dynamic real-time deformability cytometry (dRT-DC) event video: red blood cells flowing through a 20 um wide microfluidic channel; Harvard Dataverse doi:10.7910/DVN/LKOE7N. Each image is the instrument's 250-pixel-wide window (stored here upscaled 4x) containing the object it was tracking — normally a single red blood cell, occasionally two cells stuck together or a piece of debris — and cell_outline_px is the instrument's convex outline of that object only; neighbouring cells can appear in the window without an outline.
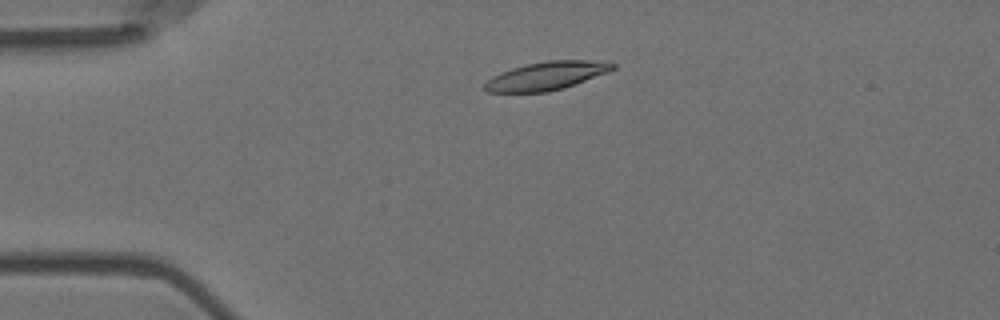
{"species": "Egyptian fruit bat (a non-hibernating species)", "species_latin": "Rousettus aegyptiacus", "temperature_condition": "room temperature", "stored_images_in_passage": 4, "camera_frame_rate_fps": 3000, "um_per_image_px": 0.085, "animal": {"sex": "female"}, "frame": {"image": 1, "passage_image": 3, "time_ms": 0.667, "image_size_px": [1000, 320], "cell_outline_px": [[616, 68], [608, 72], [564, 88], [548, 92], [488, 92], [484, 88], [484, 84], [488, 80], [500, 72], [524, 64], [548, 60], [588, 60], [616, 64]], "centroid_in_image_um": [46.44, 6.44], "position_along_channel_um": 38.6, "area_um2": 20.98}}